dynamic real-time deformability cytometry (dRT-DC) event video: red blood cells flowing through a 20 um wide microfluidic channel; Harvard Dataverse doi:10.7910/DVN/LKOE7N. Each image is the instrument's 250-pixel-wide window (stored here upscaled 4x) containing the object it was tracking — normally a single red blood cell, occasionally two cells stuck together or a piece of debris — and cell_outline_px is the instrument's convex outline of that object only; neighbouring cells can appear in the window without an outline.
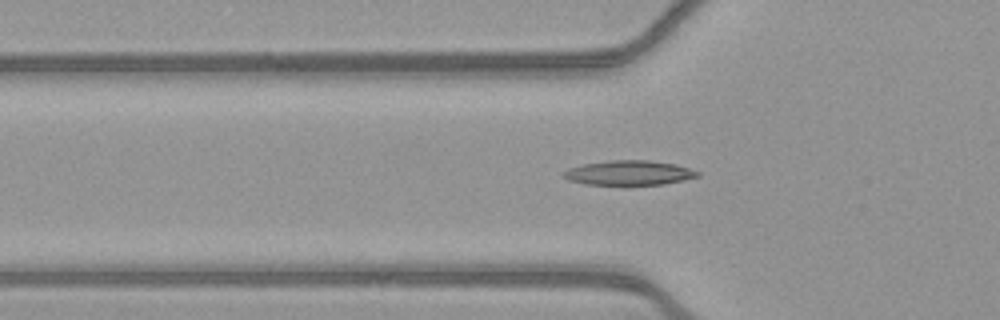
{"species": "common noctule bat (a hibernating species)", "species_latin": "Nyctalus noctula", "temperature_condition": "warm", "stored_images_in_passage": 47, "camera_frame_rate_fps": 3000, "um_per_image_px": 0.085, "animal": {"sex": "female", "body_mass_g": 21.9}, "frame": {"image": 1, "passage_image": 18, "time_ms": 5.667, "image_size_px": [1000, 320], "cell_outline_px": [[700, 176], [664, 184], [584, 184], [568, 180], [560, 176], [568, 168], [584, 164], [608, 160], [648, 160], [676, 164], [700, 172]], "centroid_in_image_um": [53.44, 14.68], "position_along_channel_um": 72.4, "area_um2": 19.13}}
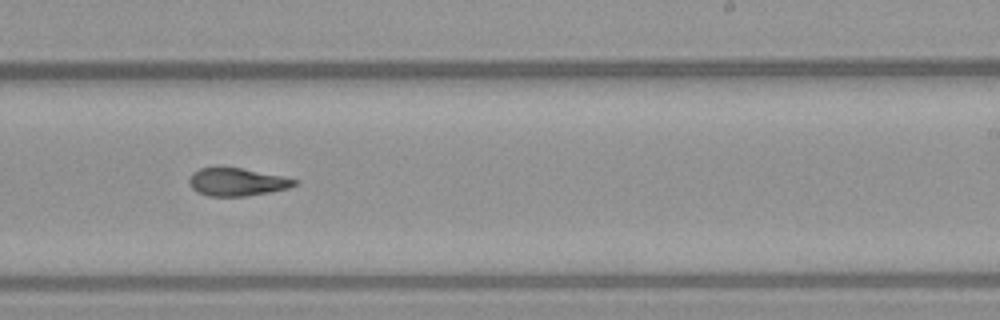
{"frame": {"image": 2, "passage_image": 33, "time_ms": 10.667, "image_size_px": [1000, 320], "cell_outline_px": [[296, 184], [288, 188], [248, 196], [208, 196], [196, 192], [188, 184], [188, 180], [192, 172], [200, 168], [240, 168], [284, 176], [296, 180]], "centroid_in_image_um": [20.09, 15.47], "position_along_channel_um": 268.9, "area_um2": 16.99}}
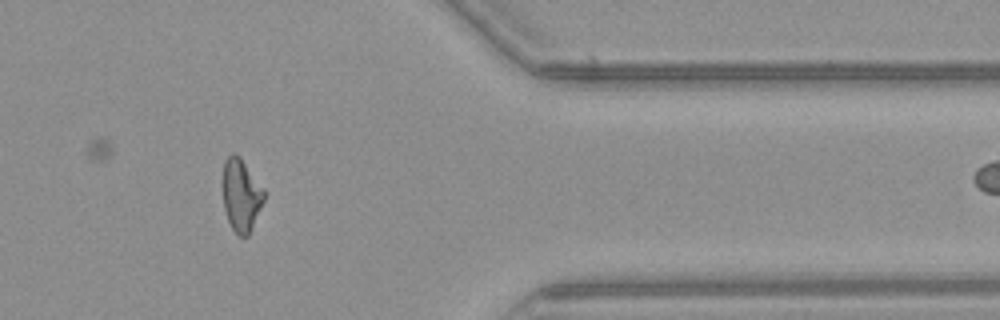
{"frame": {"image": 3, "passage_image": 44, "time_ms": 14.333, "image_size_px": [1000, 320], "cell_outline_px": [[264, 200], [248, 236], [240, 236], [232, 228], [228, 220], [224, 208], [224, 160], [232, 152], [240, 156], [264, 188]], "centroid_in_image_um": [20.51, 16.56], "position_along_channel_um": 390.9, "area_um2": 17.17}}